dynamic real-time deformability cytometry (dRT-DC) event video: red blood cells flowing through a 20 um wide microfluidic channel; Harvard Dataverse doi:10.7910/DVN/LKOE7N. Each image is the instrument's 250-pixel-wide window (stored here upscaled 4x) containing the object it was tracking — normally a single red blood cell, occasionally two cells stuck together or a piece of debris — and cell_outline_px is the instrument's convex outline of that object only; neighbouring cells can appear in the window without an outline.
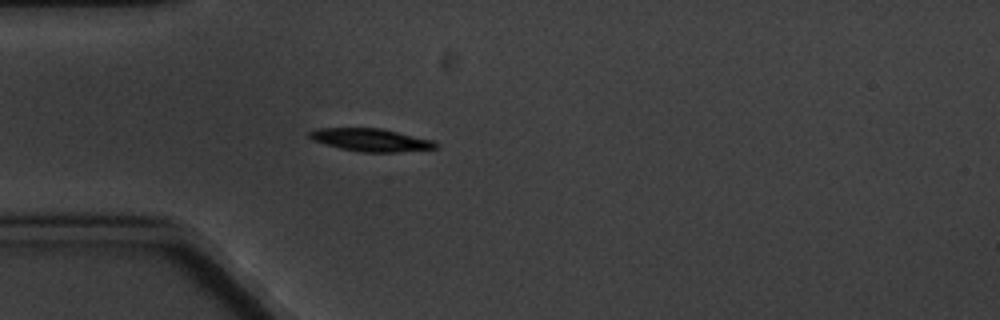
{"species": "common noctule bat (a hibernating species)", "species_latin": "Nyctalus noctula", "temperature_condition": "cold", "stored_images_in_passage": 4, "camera_frame_rate_fps": 3000, "um_per_image_px": 0.085, "animal": {"sex": "male", "body_mass_g": 20.1, "forearm_length_mm": 53.5}, "frame": {"image": 1, "passage_image": 4, "time_ms": 4.333, "image_size_px": [1000, 320], "cell_outline_px": [[440, 144], [436, 148], [396, 152], [360, 152], [340, 148], [324, 144], [312, 140], [308, 136], [308, 132], [320, 128], [380, 128], [436, 140]], "centroid_in_image_um": [31.55, 11.89], "position_along_channel_um": 53.4, "area_um2": 16.88}}